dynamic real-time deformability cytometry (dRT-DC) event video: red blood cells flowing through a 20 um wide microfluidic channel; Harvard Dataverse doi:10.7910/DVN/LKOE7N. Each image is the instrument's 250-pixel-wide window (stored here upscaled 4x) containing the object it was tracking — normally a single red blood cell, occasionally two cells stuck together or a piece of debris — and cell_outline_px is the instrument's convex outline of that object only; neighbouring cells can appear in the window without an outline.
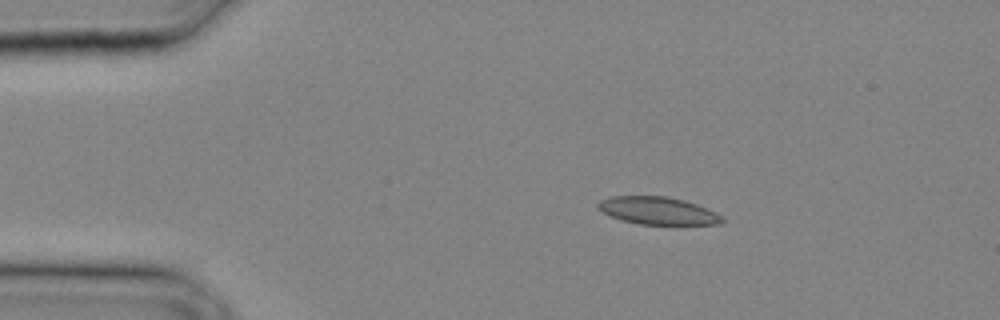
{"species": "common noctule bat (a hibernating species)", "species_latin": "Nyctalus noctula", "temperature_condition": "cold", "stored_images_in_passage": 25, "camera_frame_rate_fps": 3000, "um_per_image_px": 0.085, "animal": {"sex": "male", "body_mass_g": 20.4}, "frame": {"image": 1, "passage_image": 1, "time_ms": 0.0, "image_size_px": [1000, 320], "cell_outline_px": [[724, 220], [720, 224], [676, 228], [640, 224], [620, 220], [608, 216], [596, 208], [596, 204], [600, 200], [612, 196], [668, 196], [684, 200], [696, 204], [716, 212]], "centroid_in_image_um": [55.95, 17.97], "position_along_channel_um": 29.1, "area_um2": 21.15}}
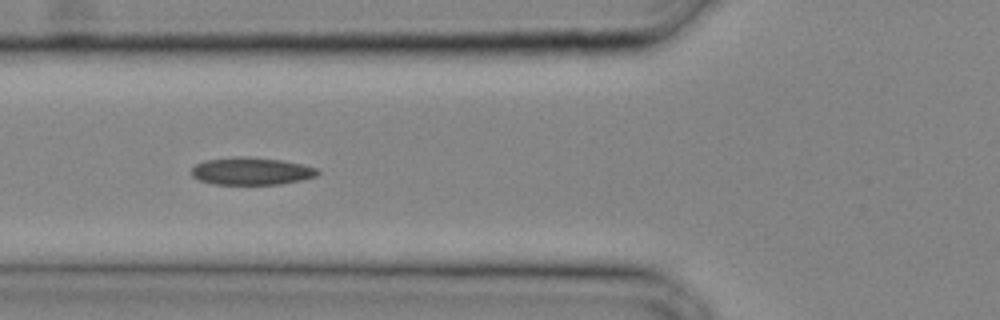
{"frame": {"image": 2, "passage_image": 7, "time_ms": 2.0, "image_size_px": [1000, 320], "cell_outline_px": [[320, 172], [316, 176], [300, 180], [280, 184], [216, 184], [200, 180], [192, 176], [192, 168], [196, 164], [204, 160], [236, 156], [248, 156], [280, 160], [300, 164], [316, 168]], "centroid_in_image_um": [21.34, 14.54], "position_along_channel_um": 104.5, "area_um2": 20.06}}
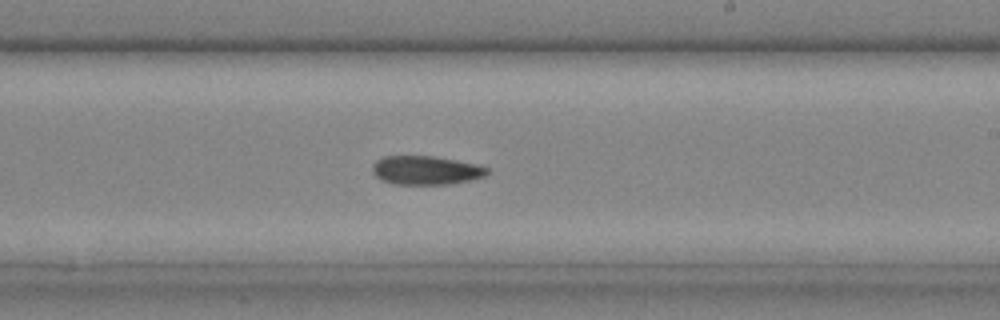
{"frame": {"image": 3, "passage_image": 14, "time_ms": 4.333, "image_size_px": [1000, 320], "cell_outline_px": [[488, 172], [484, 176], [468, 180], [448, 184], [392, 184], [380, 180], [372, 172], [372, 164], [376, 160], [384, 156], [432, 156], [456, 160], [476, 164], [488, 168]], "centroid_in_image_um": [36.14, 14.47], "position_along_channel_um": 252.9, "area_um2": 19.19}}